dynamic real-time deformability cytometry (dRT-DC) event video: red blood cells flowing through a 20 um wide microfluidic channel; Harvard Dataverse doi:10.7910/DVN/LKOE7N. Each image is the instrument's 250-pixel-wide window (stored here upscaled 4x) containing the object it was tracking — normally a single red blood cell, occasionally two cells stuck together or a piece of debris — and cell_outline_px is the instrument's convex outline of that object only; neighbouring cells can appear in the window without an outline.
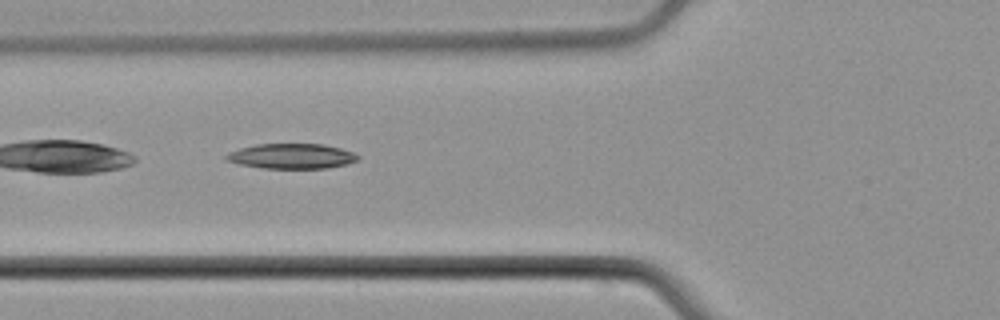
{"species": "common noctule bat (a hibernating species)", "species_latin": "Nyctalus noctula", "temperature_condition": "cold", "stored_images_in_passage": 9, "camera_frame_rate_fps": 3000, "um_per_image_px": 0.085, "animal": {"sex": "male", "body_mass_g": 21.5, "forearm_length_mm": 52.0}, "frame": {"image": 1, "passage_image": 6, "time_ms": 7.333, "image_size_px": [1000, 320], "cell_outline_px": [[360, 160], [348, 164], [324, 168], [260, 168], [240, 164], [228, 160], [224, 156], [240, 148], [256, 144], [324, 144], [340, 148], [352, 152], [360, 156]], "centroid_in_image_um": [24.84, 13.27], "position_along_channel_um": 101.0, "area_um2": 19.13}}
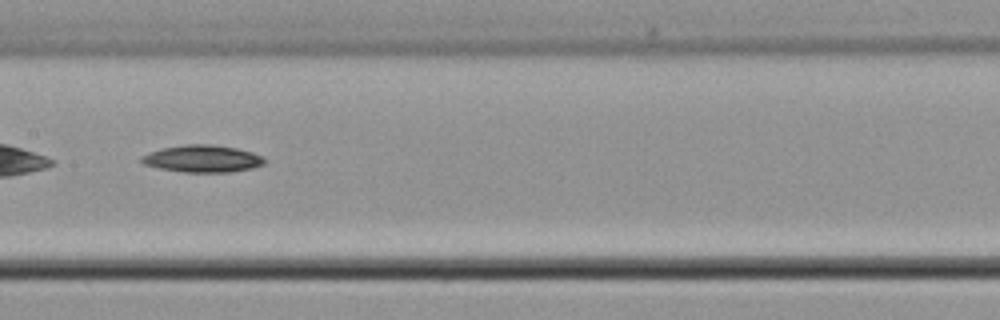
{"frame": {"image": 2, "passage_image": 8, "time_ms": 9.667, "image_size_px": [1000, 320], "cell_outline_px": [[264, 164], [252, 168], [228, 172], [184, 172], [160, 168], [144, 164], [140, 160], [140, 156], [160, 148], [184, 144], [212, 144], [236, 148], [252, 152], [264, 156]], "centroid_in_image_um": [17.2, 13.48], "position_along_channel_um": 190.2, "area_um2": 19.48}}
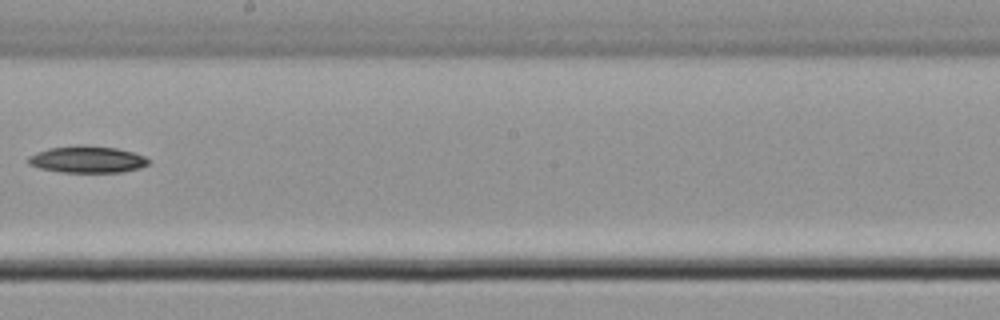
{"frame": {"image": 3, "passage_image": 9, "time_ms": 11.0, "image_size_px": [1000, 320], "cell_outline_px": [[152, 160], [148, 164], [140, 168], [120, 172], [60, 172], [40, 168], [28, 164], [28, 156], [48, 148], [76, 144], [84, 144], [116, 148], [132, 152], [144, 156]], "centroid_in_image_um": [7.42, 13.54], "position_along_channel_um": 240.8, "area_um2": 18.96}}